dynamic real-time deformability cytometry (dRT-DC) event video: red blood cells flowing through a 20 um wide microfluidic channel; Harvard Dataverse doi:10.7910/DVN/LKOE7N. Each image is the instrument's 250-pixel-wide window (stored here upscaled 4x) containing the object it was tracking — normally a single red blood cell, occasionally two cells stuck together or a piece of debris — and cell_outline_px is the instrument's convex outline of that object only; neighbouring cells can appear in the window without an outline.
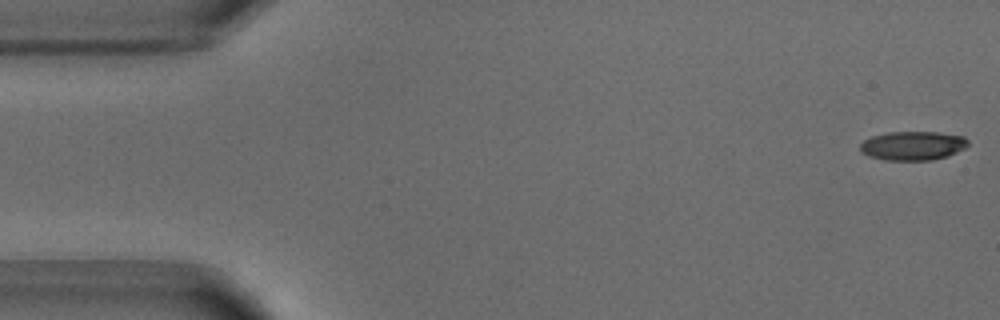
{"species": "common noctule bat (a hibernating species)", "species_latin": "Nyctalus noctula", "temperature_condition": "warm", "stored_images_in_passage": 51, "camera_frame_rate_fps": 3000, "um_per_image_px": 0.085, "animal": {"sex": "male", "body_mass_g": 18.8}, "frame": {"image": 1, "passage_image": 1, "time_ms": 0.0, "image_size_px": [1000, 320], "cell_outline_px": [[968, 144], [964, 148], [948, 156], [932, 160], [884, 160], [860, 152], [860, 144], [864, 140], [872, 136], [888, 132], [940, 132], [964, 136], [968, 140]], "centroid_in_image_um": [77.6, 12.38], "position_along_channel_um": 7.4, "area_um2": 18.21}}
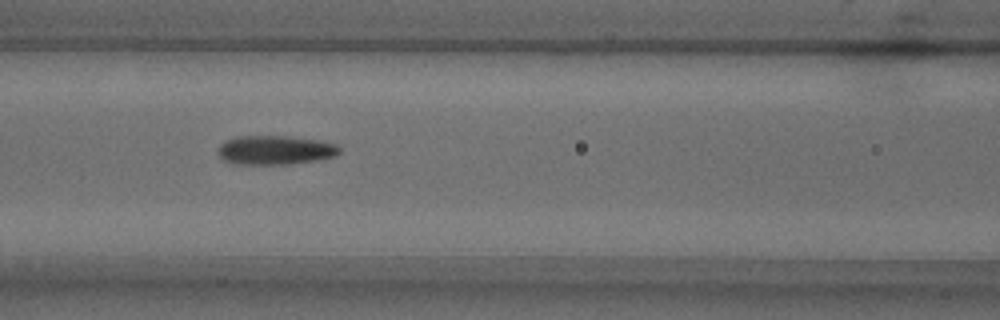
{"frame": {"image": 2, "passage_image": 21, "time_ms": 6.667, "image_size_px": [1000, 320], "cell_outline_px": [[340, 152], [336, 156], [320, 160], [288, 164], [232, 164], [224, 160], [216, 152], [216, 148], [224, 140], [236, 136], [288, 136], [320, 140], [336, 144], [340, 148]], "centroid_in_image_um": [23.36, 12.75], "position_along_channel_um": 143.2, "area_um2": 20.98}}
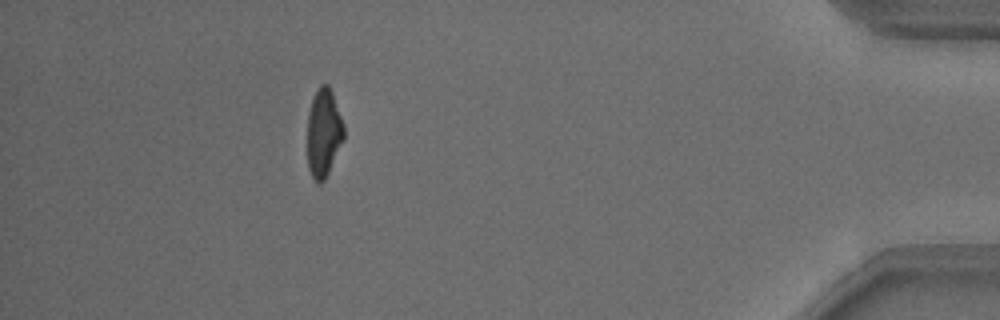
{"frame": {"image": 3, "passage_image": 46, "time_ms": 15.0, "image_size_px": [1000, 320], "cell_outline_px": [[344, 136], [328, 172], [324, 180], [320, 184], [312, 176], [308, 168], [308, 112], [312, 100], [320, 84], [328, 84], [332, 92], [344, 124]], "centroid_in_image_um": [27.5, 11.26], "position_along_channel_um": 407.7, "area_um2": 18.38}, "authors_computed_cell_mechanics": {"area_um2": 19.7676, "velocity_mm_per_s": 3.8729, "shape_relaxation_time_tau1_ms": 4.3256, "shape_relaxation_time_tau2_ms": 2.4132, "deformation_change_tau1": 0.1644, "deformation_change_tau2": 0.1097}}